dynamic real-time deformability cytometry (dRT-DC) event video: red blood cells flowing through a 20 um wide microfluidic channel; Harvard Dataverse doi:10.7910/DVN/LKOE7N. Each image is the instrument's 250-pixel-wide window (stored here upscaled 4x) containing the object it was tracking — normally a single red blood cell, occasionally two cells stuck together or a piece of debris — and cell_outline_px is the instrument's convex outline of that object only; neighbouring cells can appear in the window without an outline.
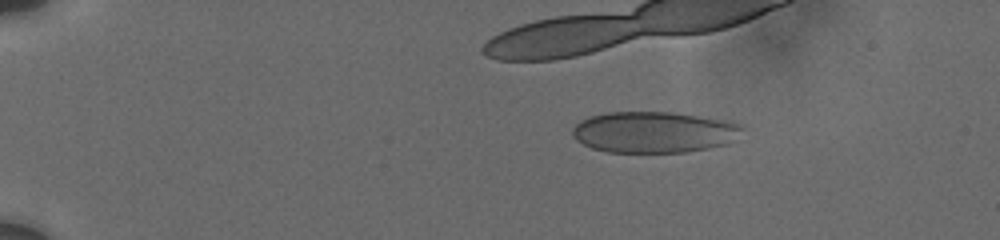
{"species": "human", "species_latin": "Homo sapiens", "temperature_condition": "cold", "stored_images_in_passage": 13, "camera_frame_rate_fps": 3000, "um_per_image_px": 0.085, "donor": {"sex": "male"}, "frame": {"image": 1, "passage_image": 4, "time_ms": 3.0, "image_size_px": [1000, 240], "cell_outline_px": [[744, 128], [728, 144], [708, 148], [684, 152], [608, 152], [592, 148], [576, 140], [572, 132], [572, 128], [580, 120], [592, 116], [608, 112], [672, 112], [696, 116], [740, 124]], "centroid_in_image_um": [55.53, 11.24], "position_along_channel_um": 29.5, "area_um2": 40.29}}
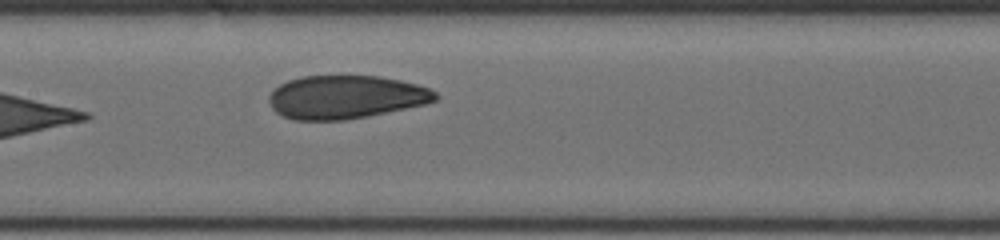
{"frame": {"image": 2, "passage_image": 13, "time_ms": 10.333, "image_size_px": [1000, 240], "cell_outline_px": [[440, 96], [436, 100], [424, 104], [368, 116], [344, 120], [296, 120], [284, 116], [276, 112], [272, 108], [268, 100], [268, 96], [280, 84], [288, 80], [300, 76], [380, 76], [400, 80], [416, 84], [428, 88], [436, 92]], "centroid_in_image_um": [29.38, 8.25], "position_along_channel_um": 178.0, "area_um2": 41.91}}